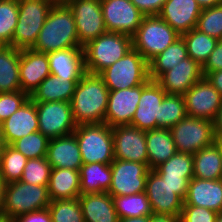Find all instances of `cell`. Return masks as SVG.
<instances>
[{"label":"cell","instance_id":"9f6ffc18","mask_svg":"<svg viewBox=\"0 0 222 222\" xmlns=\"http://www.w3.org/2000/svg\"><path fill=\"white\" fill-rule=\"evenodd\" d=\"M5 189L6 183L0 178V214H2V209L4 206Z\"/></svg>","mask_w":222,"mask_h":222},{"label":"cell","instance_id":"7c38bea8","mask_svg":"<svg viewBox=\"0 0 222 222\" xmlns=\"http://www.w3.org/2000/svg\"><path fill=\"white\" fill-rule=\"evenodd\" d=\"M111 171L112 182L107 193L112 197L145 192L150 171L148 164L115 159L111 163Z\"/></svg>","mask_w":222,"mask_h":222},{"label":"cell","instance_id":"83f0119b","mask_svg":"<svg viewBox=\"0 0 222 222\" xmlns=\"http://www.w3.org/2000/svg\"><path fill=\"white\" fill-rule=\"evenodd\" d=\"M47 187L51 201L78 198L81 195L80 171L52 168Z\"/></svg>","mask_w":222,"mask_h":222},{"label":"cell","instance_id":"7bdbcfd3","mask_svg":"<svg viewBox=\"0 0 222 222\" xmlns=\"http://www.w3.org/2000/svg\"><path fill=\"white\" fill-rule=\"evenodd\" d=\"M51 169L46 157L28 159L20 181L33 185H48Z\"/></svg>","mask_w":222,"mask_h":222},{"label":"cell","instance_id":"6f0895ef","mask_svg":"<svg viewBox=\"0 0 222 222\" xmlns=\"http://www.w3.org/2000/svg\"><path fill=\"white\" fill-rule=\"evenodd\" d=\"M4 141H3V137H2V132H1V127H0V154H1V151L3 150L4 148Z\"/></svg>","mask_w":222,"mask_h":222},{"label":"cell","instance_id":"8992f818","mask_svg":"<svg viewBox=\"0 0 222 222\" xmlns=\"http://www.w3.org/2000/svg\"><path fill=\"white\" fill-rule=\"evenodd\" d=\"M180 37L159 15L145 16L132 36V48L150 62Z\"/></svg>","mask_w":222,"mask_h":222},{"label":"cell","instance_id":"b9f144b4","mask_svg":"<svg viewBox=\"0 0 222 222\" xmlns=\"http://www.w3.org/2000/svg\"><path fill=\"white\" fill-rule=\"evenodd\" d=\"M196 29L217 40L222 39V4L202 9Z\"/></svg>","mask_w":222,"mask_h":222},{"label":"cell","instance_id":"484cf974","mask_svg":"<svg viewBox=\"0 0 222 222\" xmlns=\"http://www.w3.org/2000/svg\"><path fill=\"white\" fill-rule=\"evenodd\" d=\"M78 199L84 222H118L113 197L107 192L81 194Z\"/></svg>","mask_w":222,"mask_h":222},{"label":"cell","instance_id":"681fc988","mask_svg":"<svg viewBox=\"0 0 222 222\" xmlns=\"http://www.w3.org/2000/svg\"><path fill=\"white\" fill-rule=\"evenodd\" d=\"M15 222H52L48 207L23 214L14 219Z\"/></svg>","mask_w":222,"mask_h":222},{"label":"cell","instance_id":"4fadbf2b","mask_svg":"<svg viewBox=\"0 0 222 222\" xmlns=\"http://www.w3.org/2000/svg\"><path fill=\"white\" fill-rule=\"evenodd\" d=\"M100 4L109 32L132 37L145 17L130 0H101Z\"/></svg>","mask_w":222,"mask_h":222},{"label":"cell","instance_id":"2e32d148","mask_svg":"<svg viewBox=\"0 0 222 222\" xmlns=\"http://www.w3.org/2000/svg\"><path fill=\"white\" fill-rule=\"evenodd\" d=\"M145 193L153 214L181 215L184 201L154 170L148 172Z\"/></svg>","mask_w":222,"mask_h":222},{"label":"cell","instance_id":"836d02e7","mask_svg":"<svg viewBox=\"0 0 222 222\" xmlns=\"http://www.w3.org/2000/svg\"><path fill=\"white\" fill-rule=\"evenodd\" d=\"M181 37L185 41L188 56L201 66L207 61L219 41L196 28L181 34Z\"/></svg>","mask_w":222,"mask_h":222},{"label":"cell","instance_id":"f5cc1de1","mask_svg":"<svg viewBox=\"0 0 222 222\" xmlns=\"http://www.w3.org/2000/svg\"><path fill=\"white\" fill-rule=\"evenodd\" d=\"M150 222H181L180 216H171L163 214H152Z\"/></svg>","mask_w":222,"mask_h":222},{"label":"cell","instance_id":"1f68e13d","mask_svg":"<svg viewBox=\"0 0 222 222\" xmlns=\"http://www.w3.org/2000/svg\"><path fill=\"white\" fill-rule=\"evenodd\" d=\"M112 182L111 164H82L80 168L81 194L108 192Z\"/></svg>","mask_w":222,"mask_h":222},{"label":"cell","instance_id":"816d5d0a","mask_svg":"<svg viewBox=\"0 0 222 222\" xmlns=\"http://www.w3.org/2000/svg\"><path fill=\"white\" fill-rule=\"evenodd\" d=\"M216 142L222 143V104L213 121Z\"/></svg>","mask_w":222,"mask_h":222},{"label":"cell","instance_id":"e0dca14e","mask_svg":"<svg viewBox=\"0 0 222 222\" xmlns=\"http://www.w3.org/2000/svg\"><path fill=\"white\" fill-rule=\"evenodd\" d=\"M166 94L155 80L141 84L140 101L130 125L144 131L158 128L160 104Z\"/></svg>","mask_w":222,"mask_h":222},{"label":"cell","instance_id":"30bf717a","mask_svg":"<svg viewBox=\"0 0 222 222\" xmlns=\"http://www.w3.org/2000/svg\"><path fill=\"white\" fill-rule=\"evenodd\" d=\"M38 114V131L49 139L73 134L77 125L71 102H35Z\"/></svg>","mask_w":222,"mask_h":222},{"label":"cell","instance_id":"ab89813d","mask_svg":"<svg viewBox=\"0 0 222 222\" xmlns=\"http://www.w3.org/2000/svg\"><path fill=\"white\" fill-rule=\"evenodd\" d=\"M154 171L157 174L188 177L191 180L194 177L193 155L176 152L166 162L157 166Z\"/></svg>","mask_w":222,"mask_h":222},{"label":"cell","instance_id":"5bb4252c","mask_svg":"<svg viewBox=\"0 0 222 222\" xmlns=\"http://www.w3.org/2000/svg\"><path fill=\"white\" fill-rule=\"evenodd\" d=\"M188 116L214 121L222 104V96L206 77L183 94Z\"/></svg>","mask_w":222,"mask_h":222},{"label":"cell","instance_id":"94428289","mask_svg":"<svg viewBox=\"0 0 222 222\" xmlns=\"http://www.w3.org/2000/svg\"><path fill=\"white\" fill-rule=\"evenodd\" d=\"M3 222H15L13 219H5Z\"/></svg>","mask_w":222,"mask_h":222},{"label":"cell","instance_id":"d6986e66","mask_svg":"<svg viewBox=\"0 0 222 222\" xmlns=\"http://www.w3.org/2000/svg\"><path fill=\"white\" fill-rule=\"evenodd\" d=\"M141 97V85L109 91L105 123L110 127L130 125Z\"/></svg>","mask_w":222,"mask_h":222},{"label":"cell","instance_id":"f907efd6","mask_svg":"<svg viewBox=\"0 0 222 222\" xmlns=\"http://www.w3.org/2000/svg\"><path fill=\"white\" fill-rule=\"evenodd\" d=\"M206 78L222 96V70L210 72Z\"/></svg>","mask_w":222,"mask_h":222},{"label":"cell","instance_id":"44dd1931","mask_svg":"<svg viewBox=\"0 0 222 222\" xmlns=\"http://www.w3.org/2000/svg\"><path fill=\"white\" fill-rule=\"evenodd\" d=\"M4 144L12 145L16 140L38 131L36 103L30 98L1 124Z\"/></svg>","mask_w":222,"mask_h":222},{"label":"cell","instance_id":"7402d4cb","mask_svg":"<svg viewBox=\"0 0 222 222\" xmlns=\"http://www.w3.org/2000/svg\"><path fill=\"white\" fill-rule=\"evenodd\" d=\"M201 12L196 0H166L159 16L181 35L196 28Z\"/></svg>","mask_w":222,"mask_h":222},{"label":"cell","instance_id":"d6a6232c","mask_svg":"<svg viewBox=\"0 0 222 222\" xmlns=\"http://www.w3.org/2000/svg\"><path fill=\"white\" fill-rule=\"evenodd\" d=\"M186 57H188L186 44L180 37L149 62L150 79L156 80L161 74L171 70L172 66L177 65Z\"/></svg>","mask_w":222,"mask_h":222},{"label":"cell","instance_id":"5b68a950","mask_svg":"<svg viewBox=\"0 0 222 222\" xmlns=\"http://www.w3.org/2000/svg\"><path fill=\"white\" fill-rule=\"evenodd\" d=\"M109 91L145 84L150 80L149 62L134 48L98 74Z\"/></svg>","mask_w":222,"mask_h":222},{"label":"cell","instance_id":"9a60e30c","mask_svg":"<svg viewBox=\"0 0 222 222\" xmlns=\"http://www.w3.org/2000/svg\"><path fill=\"white\" fill-rule=\"evenodd\" d=\"M115 159L148 164L146 131L131 125L112 128Z\"/></svg>","mask_w":222,"mask_h":222},{"label":"cell","instance_id":"e575fe53","mask_svg":"<svg viewBox=\"0 0 222 222\" xmlns=\"http://www.w3.org/2000/svg\"><path fill=\"white\" fill-rule=\"evenodd\" d=\"M113 201L119 219L151 216L153 214L145 192L113 196Z\"/></svg>","mask_w":222,"mask_h":222},{"label":"cell","instance_id":"f35d334b","mask_svg":"<svg viewBox=\"0 0 222 222\" xmlns=\"http://www.w3.org/2000/svg\"><path fill=\"white\" fill-rule=\"evenodd\" d=\"M48 210L52 222H84L78 198L51 201Z\"/></svg>","mask_w":222,"mask_h":222},{"label":"cell","instance_id":"f546056e","mask_svg":"<svg viewBox=\"0 0 222 222\" xmlns=\"http://www.w3.org/2000/svg\"><path fill=\"white\" fill-rule=\"evenodd\" d=\"M222 143L199 150L193 155L194 177L205 180L221 179Z\"/></svg>","mask_w":222,"mask_h":222},{"label":"cell","instance_id":"4dcf8cb0","mask_svg":"<svg viewBox=\"0 0 222 222\" xmlns=\"http://www.w3.org/2000/svg\"><path fill=\"white\" fill-rule=\"evenodd\" d=\"M21 49L10 45L0 47V93L21 90L19 62Z\"/></svg>","mask_w":222,"mask_h":222},{"label":"cell","instance_id":"db71d44e","mask_svg":"<svg viewBox=\"0 0 222 222\" xmlns=\"http://www.w3.org/2000/svg\"><path fill=\"white\" fill-rule=\"evenodd\" d=\"M201 9L214 7L222 4V0H196Z\"/></svg>","mask_w":222,"mask_h":222},{"label":"cell","instance_id":"680465c9","mask_svg":"<svg viewBox=\"0 0 222 222\" xmlns=\"http://www.w3.org/2000/svg\"><path fill=\"white\" fill-rule=\"evenodd\" d=\"M215 222H222V213H219Z\"/></svg>","mask_w":222,"mask_h":222},{"label":"cell","instance_id":"60d3db41","mask_svg":"<svg viewBox=\"0 0 222 222\" xmlns=\"http://www.w3.org/2000/svg\"><path fill=\"white\" fill-rule=\"evenodd\" d=\"M50 139L39 131L16 140L11 146L28 159L46 157Z\"/></svg>","mask_w":222,"mask_h":222},{"label":"cell","instance_id":"91938a15","mask_svg":"<svg viewBox=\"0 0 222 222\" xmlns=\"http://www.w3.org/2000/svg\"><path fill=\"white\" fill-rule=\"evenodd\" d=\"M6 219V217L3 214H0V222H3Z\"/></svg>","mask_w":222,"mask_h":222},{"label":"cell","instance_id":"8fae6325","mask_svg":"<svg viewBox=\"0 0 222 222\" xmlns=\"http://www.w3.org/2000/svg\"><path fill=\"white\" fill-rule=\"evenodd\" d=\"M74 14L77 37L83 47L107 32L100 0H64Z\"/></svg>","mask_w":222,"mask_h":222},{"label":"cell","instance_id":"d590c367","mask_svg":"<svg viewBox=\"0 0 222 222\" xmlns=\"http://www.w3.org/2000/svg\"><path fill=\"white\" fill-rule=\"evenodd\" d=\"M28 158L11 145H4L0 154V178L6 183L22 178Z\"/></svg>","mask_w":222,"mask_h":222},{"label":"cell","instance_id":"11a10c76","mask_svg":"<svg viewBox=\"0 0 222 222\" xmlns=\"http://www.w3.org/2000/svg\"><path fill=\"white\" fill-rule=\"evenodd\" d=\"M118 222H150V216L122 218Z\"/></svg>","mask_w":222,"mask_h":222},{"label":"cell","instance_id":"d4e9b609","mask_svg":"<svg viewBox=\"0 0 222 222\" xmlns=\"http://www.w3.org/2000/svg\"><path fill=\"white\" fill-rule=\"evenodd\" d=\"M46 159L51 168H68L80 171L83 162L75 135L50 139Z\"/></svg>","mask_w":222,"mask_h":222},{"label":"cell","instance_id":"bcb514c9","mask_svg":"<svg viewBox=\"0 0 222 222\" xmlns=\"http://www.w3.org/2000/svg\"><path fill=\"white\" fill-rule=\"evenodd\" d=\"M219 70H222V39L217 42L214 50L202 66L204 77H206L210 72Z\"/></svg>","mask_w":222,"mask_h":222},{"label":"cell","instance_id":"ba28073f","mask_svg":"<svg viewBox=\"0 0 222 222\" xmlns=\"http://www.w3.org/2000/svg\"><path fill=\"white\" fill-rule=\"evenodd\" d=\"M57 0H18V23L12 38V46L18 49L32 48L37 41L49 10Z\"/></svg>","mask_w":222,"mask_h":222},{"label":"cell","instance_id":"ee69618b","mask_svg":"<svg viewBox=\"0 0 222 222\" xmlns=\"http://www.w3.org/2000/svg\"><path fill=\"white\" fill-rule=\"evenodd\" d=\"M23 91L0 93V124L16 112L28 99Z\"/></svg>","mask_w":222,"mask_h":222},{"label":"cell","instance_id":"9c48e42d","mask_svg":"<svg viewBox=\"0 0 222 222\" xmlns=\"http://www.w3.org/2000/svg\"><path fill=\"white\" fill-rule=\"evenodd\" d=\"M177 152L194 155L215 142L213 122L186 116L170 128Z\"/></svg>","mask_w":222,"mask_h":222},{"label":"cell","instance_id":"f6af8a7d","mask_svg":"<svg viewBox=\"0 0 222 222\" xmlns=\"http://www.w3.org/2000/svg\"><path fill=\"white\" fill-rule=\"evenodd\" d=\"M218 213L200 206L183 205L181 222H215Z\"/></svg>","mask_w":222,"mask_h":222},{"label":"cell","instance_id":"8d00e7d4","mask_svg":"<svg viewBox=\"0 0 222 222\" xmlns=\"http://www.w3.org/2000/svg\"><path fill=\"white\" fill-rule=\"evenodd\" d=\"M187 116L183 95L166 94L160 104L158 128H171Z\"/></svg>","mask_w":222,"mask_h":222},{"label":"cell","instance_id":"4316f807","mask_svg":"<svg viewBox=\"0 0 222 222\" xmlns=\"http://www.w3.org/2000/svg\"><path fill=\"white\" fill-rule=\"evenodd\" d=\"M80 79H63L50 74L29 96L33 102H71Z\"/></svg>","mask_w":222,"mask_h":222},{"label":"cell","instance_id":"7dc6e473","mask_svg":"<svg viewBox=\"0 0 222 222\" xmlns=\"http://www.w3.org/2000/svg\"><path fill=\"white\" fill-rule=\"evenodd\" d=\"M165 182L174 190L176 194L184 201L190 179L188 177L167 175V174H158Z\"/></svg>","mask_w":222,"mask_h":222},{"label":"cell","instance_id":"cb8c5ba5","mask_svg":"<svg viewBox=\"0 0 222 222\" xmlns=\"http://www.w3.org/2000/svg\"><path fill=\"white\" fill-rule=\"evenodd\" d=\"M50 72L63 79H81L87 72L83 47H72L47 53Z\"/></svg>","mask_w":222,"mask_h":222},{"label":"cell","instance_id":"ffe728a7","mask_svg":"<svg viewBox=\"0 0 222 222\" xmlns=\"http://www.w3.org/2000/svg\"><path fill=\"white\" fill-rule=\"evenodd\" d=\"M51 74L48 56L32 48L21 49L19 75L21 91L29 96Z\"/></svg>","mask_w":222,"mask_h":222},{"label":"cell","instance_id":"277c9868","mask_svg":"<svg viewBox=\"0 0 222 222\" xmlns=\"http://www.w3.org/2000/svg\"><path fill=\"white\" fill-rule=\"evenodd\" d=\"M83 164H111L114 160L112 127L105 122L78 125L73 132Z\"/></svg>","mask_w":222,"mask_h":222},{"label":"cell","instance_id":"3957f363","mask_svg":"<svg viewBox=\"0 0 222 222\" xmlns=\"http://www.w3.org/2000/svg\"><path fill=\"white\" fill-rule=\"evenodd\" d=\"M132 49V37L117 32H105L83 46L86 72L99 74Z\"/></svg>","mask_w":222,"mask_h":222},{"label":"cell","instance_id":"c3c4849f","mask_svg":"<svg viewBox=\"0 0 222 222\" xmlns=\"http://www.w3.org/2000/svg\"><path fill=\"white\" fill-rule=\"evenodd\" d=\"M145 16L159 15L166 0H130Z\"/></svg>","mask_w":222,"mask_h":222},{"label":"cell","instance_id":"52a82bcc","mask_svg":"<svg viewBox=\"0 0 222 222\" xmlns=\"http://www.w3.org/2000/svg\"><path fill=\"white\" fill-rule=\"evenodd\" d=\"M47 186L20 180L6 184L2 214L14 220L23 214L47 208L51 202Z\"/></svg>","mask_w":222,"mask_h":222},{"label":"cell","instance_id":"7a4b0ae2","mask_svg":"<svg viewBox=\"0 0 222 222\" xmlns=\"http://www.w3.org/2000/svg\"><path fill=\"white\" fill-rule=\"evenodd\" d=\"M109 89L98 74L86 73L77 83L71 100L76 125L105 122Z\"/></svg>","mask_w":222,"mask_h":222},{"label":"cell","instance_id":"6da1fadb","mask_svg":"<svg viewBox=\"0 0 222 222\" xmlns=\"http://www.w3.org/2000/svg\"><path fill=\"white\" fill-rule=\"evenodd\" d=\"M72 47H82L77 37L74 14L64 1H56L32 49L47 54Z\"/></svg>","mask_w":222,"mask_h":222},{"label":"cell","instance_id":"f1b7e54d","mask_svg":"<svg viewBox=\"0 0 222 222\" xmlns=\"http://www.w3.org/2000/svg\"><path fill=\"white\" fill-rule=\"evenodd\" d=\"M146 148L150 170H154L177 152L169 128L159 127L146 131Z\"/></svg>","mask_w":222,"mask_h":222},{"label":"cell","instance_id":"ac0fdd59","mask_svg":"<svg viewBox=\"0 0 222 222\" xmlns=\"http://www.w3.org/2000/svg\"><path fill=\"white\" fill-rule=\"evenodd\" d=\"M203 77L202 66L188 56L155 81L167 94L183 95Z\"/></svg>","mask_w":222,"mask_h":222},{"label":"cell","instance_id":"74e56055","mask_svg":"<svg viewBox=\"0 0 222 222\" xmlns=\"http://www.w3.org/2000/svg\"><path fill=\"white\" fill-rule=\"evenodd\" d=\"M18 14V0H0V44L12 46Z\"/></svg>","mask_w":222,"mask_h":222},{"label":"cell","instance_id":"603a6c76","mask_svg":"<svg viewBox=\"0 0 222 222\" xmlns=\"http://www.w3.org/2000/svg\"><path fill=\"white\" fill-rule=\"evenodd\" d=\"M183 205L200 206L222 213V180H205L193 177L189 181Z\"/></svg>","mask_w":222,"mask_h":222}]
</instances>
